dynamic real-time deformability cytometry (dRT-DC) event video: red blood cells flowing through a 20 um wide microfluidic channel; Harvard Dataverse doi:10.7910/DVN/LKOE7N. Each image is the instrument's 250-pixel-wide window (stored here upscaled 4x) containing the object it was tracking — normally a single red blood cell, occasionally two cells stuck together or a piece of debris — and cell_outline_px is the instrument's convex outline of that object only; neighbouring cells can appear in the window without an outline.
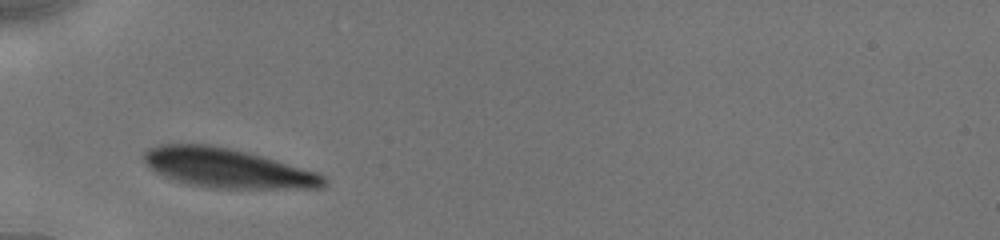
{"species": "human", "species_latin": "Homo sapiens", "temperature_condition": "cold", "stored_images_in_passage": 18, "camera_frame_rate_fps": 3000, "um_per_image_px": 0.085, "donor": {"sex": "male"}, "frame": {"image": 1, "passage_image": 1, "time_ms": 0.0, "image_size_px": [1000, 240], "cell_outline_px": [[328, 180], [324, 188], [212, 188], [188, 184], [164, 176], [148, 168], [144, 160], [144, 152], [148, 148], [160, 144], [204, 144], [228, 148], [264, 156], [316, 172], [324, 176]], "centroid_in_image_um": [19.32, 14.29], "position_along_channel_um": 65.7, "area_um2": 41.1}}
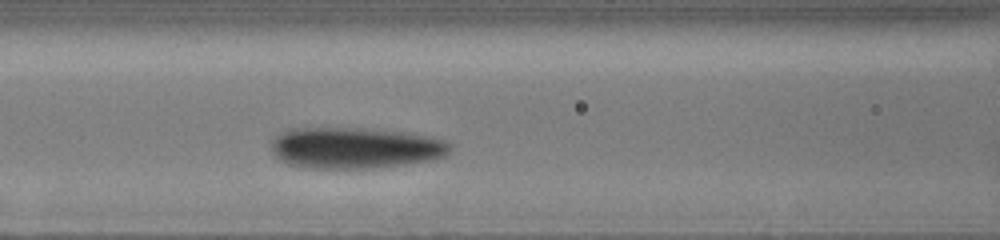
{"frame": {"image": 2, "passage_image": 10, "time_ms": 2.0, "image_size_px": [1000, 240], "cell_outline_px": [[452, 148], [444, 156], [432, 160], [404, 164], [368, 168], [304, 168], [288, 164], [272, 156], [268, 140], [280, 132], [288, 128], [364, 128], [404, 132], [432, 136], [444, 140], [452, 144]], "centroid_in_image_um": [30.1, 12.56], "position_along_channel_um": 136.5, "area_um2": 43.64}}
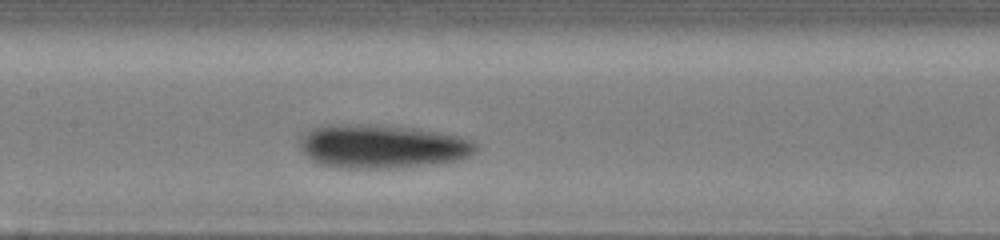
{"frame": {"image": 3, "passage_image": 16, "time_ms": 3.0, "image_size_px": [1000, 240], "cell_outline_px": [[476, 148], [468, 156], [460, 160], [432, 164], [396, 168], [340, 168], [320, 164], [312, 160], [300, 148], [300, 140], [312, 128], [328, 124], [376, 124], [420, 128], [460, 136], [472, 140], [476, 144]], "centroid_in_image_um": [32.49, 12.43], "position_along_channel_um": 174.9, "area_um2": 45.08}}